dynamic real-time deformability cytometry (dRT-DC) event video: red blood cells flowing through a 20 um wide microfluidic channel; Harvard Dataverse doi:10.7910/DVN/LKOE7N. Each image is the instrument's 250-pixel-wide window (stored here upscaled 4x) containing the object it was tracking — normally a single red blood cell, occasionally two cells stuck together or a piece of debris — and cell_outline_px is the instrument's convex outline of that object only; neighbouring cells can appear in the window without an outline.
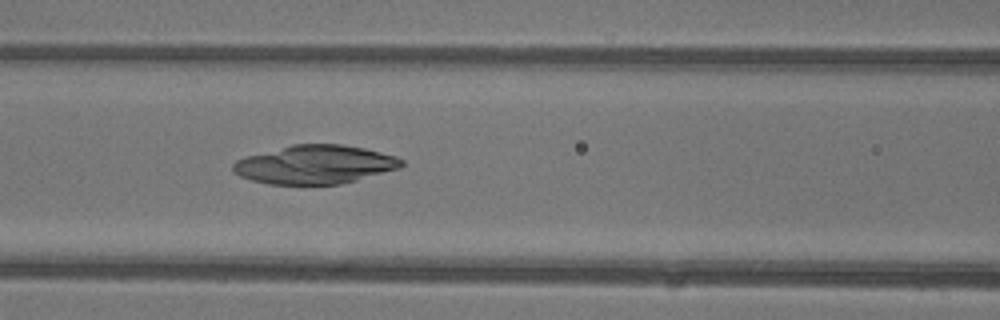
{"species": "common noctule bat (a hibernating species)", "species_latin": "Nyctalus noctula", "temperature_condition": "warm", "stored_images_in_passage": 10, "camera_frame_rate_fps": 3000, "um_per_image_px": 0.085, "animal": {"sex": "female"}, "frame": {"image": 1, "passage_image": 9, "time_ms": 2.667, "image_size_px": [1000, 320], "cell_outline_px": [[404, 164], [400, 168], [356, 180], [340, 184], [268, 184], [252, 180], [240, 176], [232, 172], [232, 164], [236, 160], [248, 156], [292, 144], [340, 144], [364, 148], [396, 156], [404, 160]], "centroid_in_image_um": [26.77, 13.99], "position_along_channel_um": 139.8, "area_um2": 37.8}}